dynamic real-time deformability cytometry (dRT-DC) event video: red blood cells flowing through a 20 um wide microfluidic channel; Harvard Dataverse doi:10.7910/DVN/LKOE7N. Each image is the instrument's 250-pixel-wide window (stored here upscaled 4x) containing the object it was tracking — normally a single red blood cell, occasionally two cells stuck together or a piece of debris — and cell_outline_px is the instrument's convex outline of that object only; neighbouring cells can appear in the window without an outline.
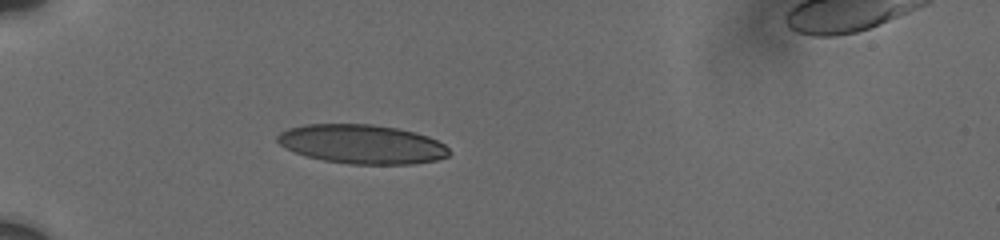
{"species": "human", "species_latin": "Homo sapiens", "temperature_condition": "cold", "stored_images_in_passage": 6, "camera_frame_rate_fps": 3000, "um_per_image_px": 0.085, "donor": {"sex": "male"}, "frame": {"image": 1, "passage_image": 1, "time_ms": 0.0, "image_size_px": [1000, 240], "cell_outline_px": [[452, 152], [448, 156], [436, 160], [412, 164], [348, 164], [324, 160], [308, 156], [284, 148], [276, 140], [276, 136], [280, 132], [288, 128], [304, 124], [372, 124], [400, 128], [416, 132], [428, 136], [444, 144]], "centroid_in_image_um": [30.78, 12.24], "position_along_channel_um": 54.2, "area_um2": 39.36}}
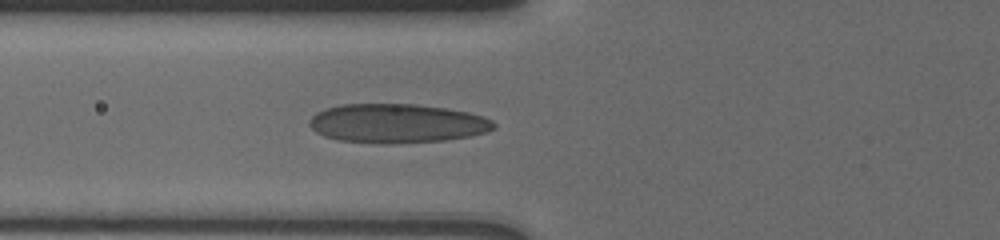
{"frame": {"image": 2, "passage_image": 3, "time_ms": 1.667, "image_size_px": [1000, 240], "cell_outline_px": [[496, 128], [488, 132], [468, 136], [444, 140], [388, 144], [376, 144], [340, 140], [324, 136], [316, 132], [308, 124], [308, 120], [316, 112], [340, 104], [416, 104], [444, 108], [468, 112], [484, 116], [492, 120], [496, 124]], "centroid_in_image_um": [33.74, 10.49], "position_along_channel_um": 92.1, "area_um2": 42.19}}
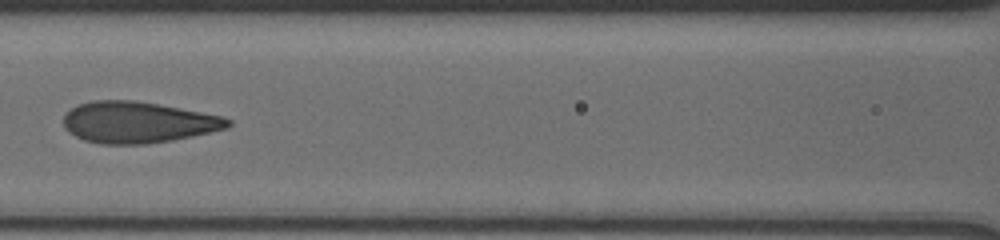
{"frame": {"image": 3, "passage_image": 5, "time_ms": 3.333, "image_size_px": [1000, 240], "cell_outline_px": [[232, 124], [228, 128], [192, 136], [172, 140], [148, 144], [100, 144], [84, 140], [68, 132], [64, 128], [64, 112], [76, 104], [92, 100], [132, 100], [160, 104], [224, 116], [232, 120]], "centroid_in_image_um": [11.71, 10.39], "position_along_channel_um": 154.9, "area_um2": 40.0}}